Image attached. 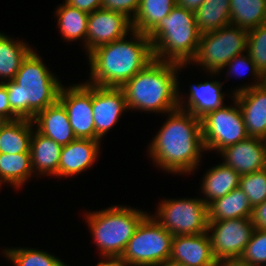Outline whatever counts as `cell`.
<instances>
[{
    "label": "cell",
    "instance_id": "obj_1",
    "mask_svg": "<svg viewBox=\"0 0 266 266\" xmlns=\"http://www.w3.org/2000/svg\"><path fill=\"white\" fill-rule=\"evenodd\" d=\"M166 121L149 144L148 154L161 170L189 174L201 164L203 143L201 118L177 108L168 112Z\"/></svg>",
    "mask_w": 266,
    "mask_h": 266
},
{
    "label": "cell",
    "instance_id": "obj_2",
    "mask_svg": "<svg viewBox=\"0 0 266 266\" xmlns=\"http://www.w3.org/2000/svg\"><path fill=\"white\" fill-rule=\"evenodd\" d=\"M124 37L97 47L88 54L90 79L87 83L100 87L121 88L154 60L150 39L132 31Z\"/></svg>",
    "mask_w": 266,
    "mask_h": 266
},
{
    "label": "cell",
    "instance_id": "obj_3",
    "mask_svg": "<svg viewBox=\"0 0 266 266\" xmlns=\"http://www.w3.org/2000/svg\"><path fill=\"white\" fill-rule=\"evenodd\" d=\"M187 65L153 60L121 89L124 91L128 111H146L166 114L178 105V72Z\"/></svg>",
    "mask_w": 266,
    "mask_h": 266
},
{
    "label": "cell",
    "instance_id": "obj_4",
    "mask_svg": "<svg viewBox=\"0 0 266 266\" xmlns=\"http://www.w3.org/2000/svg\"><path fill=\"white\" fill-rule=\"evenodd\" d=\"M36 52L32 50L22 61L13 80L3 83L11 110L20 119L32 120L38 112L54 104L62 86Z\"/></svg>",
    "mask_w": 266,
    "mask_h": 266
},
{
    "label": "cell",
    "instance_id": "obj_5",
    "mask_svg": "<svg viewBox=\"0 0 266 266\" xmlns=\"http://www.w3.org/2000/svg\"><path fill=\"white\" fill-rule=\"evenodd\" d=\"M147 37L155 60L189 64L197 53L200 40L195 12L176 5Z\"/></svg>",
    "mask_w": 266,
    "mask_h": 266
},
{
    "label": "cell",
    "instance_id": "obj_6",
    "mask_svg": "<svg viewBox=\"0 0 266 266\" xmlns=\"http://www.w3.org/2000/svg\"><path fill=\"white\" fill-rule=\"evenodd\" d=\"M84 219L102 257H121L140 222L148 215L141 209L116 205L85 212Z\"/></svg>",
    "mask_w": 266,
    "mask_h": 266
},
{
    "label": "cell",
    "instance_id": "obj_7",
    "mask_svg": "<svg viewBox=\"0 0 266 266\" xmlns=\"http://www.w3.org/2000/svg\"><path fill=\"white\" fill-rule=\"evenodd\" d=\"M248 30L228 25L200 34L198 50L189 65L201 66L212 78L235 56L247 52Z\"/></svg>",
    "mask_w": 266,
    "mask_h": 266
},
{
    "label": "cell",
    "instance_id": "obj_8",
    "mask_svg": "<svg viewBox=\"0 0 266 266\" xmlns=\"http://www.w3.org/2000/svg\"><path fill=\"white\" fill-rule=\"evenodd\" d=\"M173 235L151 214L138 225L121 257L131 266H155L170 258Z\"/></svg>",
    "mask_w": 266,
    "mask_h": 266
},
{
    "label": "cell",
    "instance_id": "obj_9",
    "mask_svg": "<svg viewBox=\"0 0 266 266\" xmlns=\"http://www.w3.org/2000/svg\"><path fill=\"white\" fill-rule=\"evenodd\" d=\"M160 202L151 216L173 236L207 232L208 205L202 198H174Z\"/></svg>",
    "mask_w": 266,
    "mask_h": 266
},
{
    "label": "cell",
    "instance_id": "obj_10",
    "mask_svg": "<svg viewBox=\"0 0 266 266\" xmlns=\"http://www.w3.org/2000/svg\"><path fill=\"white\" fill-rule=\"evenodd\" d=\"M233 98V99H232ZM234 105L222 106L201 117L203 143L206 151H217L248 138L241 109L235 99Z\"/></svg>",
    "mask_w": 266,
    "mask_h": 266
},
{
    "label": "cell",
    "instance_id": "obj_11",
    "mask_svg": "<svg viewBox=\"0 0 266 266\" xmlns=\"http://www.w3.org/2000/svg\"><path fill=\"white\" fill-rule=\"evenodd\" d=\"M255 230L251 218L208 221L207 232L215 259L237 261Z\"/></svg>",
    "mask_w": 266,
    "mask_h": 266
},
{
    "label": "cell",
    "instance_id": "obj_12",
    "mask_svg": "<svg viewBox=\"0 0 266 266\" xmlns=\"http://www.w3.org/2000/svg\"><path fill=\"white\" fill-rule=\"evenodd\" d=\"M58 100L65 107L76 138L96 140L92 110V84L61 86Z\"/></svg>",
    "mask_w": 266,
    "mask_h": 266
},
{
    "label": "cell",
    "instance_id": "obj_13",
    "mask_svg": "<svg viewBox=\"0 0 266 266\" xmlns=\"http://www.w3.org/2000/svg\"><path fill=\"white\" fill-rule=\"evenodd\" d=\"M133 31L131 20L122 13L98 9L89 14L86 55L97 47L120 40Z\"/></svg>",
    "mask_w": 266,
    "mask_h": 266
},
{
    "label": "cell",
    "instance_id": "obj_14",
    "mask_svg": "<svg viewBox=\"0 0 266 266\" xmlns=\"http://www.w3.org/2000/svg\"><path fill=\"white\" fill-rule=\"evenodd\" d=\"M92 110L96 140H101L128 110L124 91L92 85Z\"/></svg>",
    "mask_w": 266,
    "mask_h": 266
},
{
    "label": "cell",
    "instance_id": "obj_15",
    "mask_svg": "<svg viewBox=\"0 0 266 266\" xmlns=\"http://www.w3.org/2000/svg\"><path fill=\"white\" fill-rule=\"evenodd\" d=\"M222 163L240 175L250 174L266 168V147L261 138L248 137L220 150Z\"/></svg>",
    "mask_w": 266,
    "mask_h": 266
},
{
    "label": "cell",
    "instance_id": "obj_16",
    "mask_svg": "<svg viewBox=\"0 0 266 266\" xmlns=\"http://www.w3.org/2000/svg\"><path fill=\"white\" fill-rule=\"evenodd\" d=\"M170 259L186 266H218L209 233L173 236Z\"/></svg>",
    "mask_w": 266,
    "mask_h": 266
},
{
    "label": "cell",
    "instance_id": "obj_17",
    "mask_svg": "<svg viewBox=\"0 0 266 266\" xmlns=\"http://www.w3.org/2000/svg\"><path fill=\"white\" fill-rule=\"evenodd\" d=\"M101 140L76 138L62 146L58 166V177H73L85 172L98 160Z\"/></svg>",
    "mask_w": 266,
    "mask_h": 266
},
{
    "label": "cell",
    "instance_id": "obj_18",
    "mask_svg": "<svg viewBox=\"0 0 266 266\" xmlns=\"http://www.w3.org/2000/svg\"><path fill=\"white\" fill-rule=\"evenodd\" d=\"M233 96L241 109L248 136L262 139L266 134V81Z\"/></svg>",
    "mask_w": 266,
    "mask_h": 266
},
{
    "label": "cell",
    "instance_id": "obj_19",
    "mask_svg": "<svg viewBox=\"0 0 266 266\" xmlns=\"http://www.w3.org/2000/svg\"><path fill=\"white\" fill-rule=\"evenodd\" d=\"M223 85L222 82L214 79L212 81L192 84L189 87L190 93H188L189 97L186 100L183 97L184 95L180 94L178 80L179 108L190 112L195 117H203L206 113L224 106V97L226 94L222 93ZM183 98L185 99L184 101Z\"/></svg>",
    "mask_w": 266,
    "mask_h": 266
},
{
    "label": "cell",
    "instance_id": "obj_20",
    "mask_svg": "<svg viewBox=\"0 0 266 266\" xmlns=\"http://www.w3.org/2000/svg\"><path fill=\"white\" fill-rule=\"evenodd\" d=\"M34 128L46 137L65 146L76 139L69 122L68 113L63 104L57 100L54 104L38 112L32 119Z\"/></svg>",
    "mask_w": 266,
    "mask_h": 266
},
{
    "label": "cell",
    "instance_id": "obj_21",
    "mask_svg": "<svg viewBox=\"0 0 266 266\" xmlns=\"http://www.w3.org/2000/svg\"><path fill=\"white\" fill-rule=\"evenodd\" d=\"M61 149V145L34 128L30 146L33 173L38 174V177H58Z\"/></svg>",
    "mask_w": 266,
    "mask_h": 266
},
{
    "label": "cell",
    "instance_id": "obj_22",
    "mask_svg": "<svg viewBox=\"0 0 266 266\" xmlns=\"http://www.w3.org/2000/svg\"><path fill=\"white\" fill-rule=\"evenodd\" d=\"M240 174L233 168L220 163L213 166L204 174L202 185L200 186L203 193V201L209 205L214 200L225 196L233 189L239 187ZM206 197V198H204Z\"/></svg>",
    "mask_w": 266,
    "mask_h": 266
},
{
    "label": "cell",
    "instance_id": "obj_23",
    "mask_svg": "<svg viewBox=\"0 0 266 266\" xmlns=\"http://www.w3.org/2000/svg\"><path fill=\"white\" fill-rule=\"evenodd\" d=\"M252 213L248 197L239 187L208 205V221L251 218Z\"/></svg>",
    "mask_w": 266,
    "mask_h": 266
},
{
    "label": "cell",
    "instance_id": "obj_24",
    "mask_svg": "<svg viewBox=\"0 0 266 266\" xmlns=\"http://www.w3.org/2000/svg\"><path fill=\"white\" fill-rule=\"evenodd\" d=\"M34 126L30 119L9 121L0 130V153H30Z\"/></svg>",
    "mask_w": 266,
    "mask_h": 266
},
{
    "label": "cell",
    "instance_id": "obj_25",
    "mask_svg": "<svg viewBox=\"0 0 266 266\" xmlns=\"http://www.w3.org/2000/svg\"><path fill=\"white\" fill-rule=\"evenodd\" d=\"M57 17V27L65 41L72 42L81 39L86 52V34L88 28L89 14L66 2L60 4L55 11Z\"/></svg>",
    "mask_w": 266,
    "mask_h": 266
},
{
    "label": "cell",
    "instance_id": "obj_26",
    "mask_svg": "<svg viewBox=\"0 0 266 266\" xmlns=\"http://www.w3.org/2000/svg\"><path fill=\"white\" fill-rule=\"evenodd\" d=\"M32 50L23 40H14L0 32V83L14 79L22 61Z\"/></svg>",
    "mask_w": 266,
    "mask_h": 266
},
{
    "label": "cell",
    "instance_id": "obj_27",
    "mask_svg": "<svg viewBox=\"0 0 266 266\" xmlns=\"http://www.w3.org/2000/svg\"><path fill=\"white\" fill-rule=\"evenodd\" d=\"M33 174L30 153H0V188L7 183L20 189Z\"/></svg>",
    "mask_w": 266,
    "mask_h": 266
},
{
    "label": "cell",
    "instance_id": "obj_28",
    "mask_svg": "<svg viewBox=\"0 0 266 266\" xmlns=\"http://www.w3.org/2000/svg\"><path fill=\"white\" fill-rule=\"evenodd\" d=\"M195 19L200 34L230 25V0H205L195 12Z\"/></svg>",
    "mask_w": 266,
    "mask_h": 266
},
{
    "label": "cell",
    "instance_id": "obj_29",
    "mask_svg": "<svg viewBox=\"0 0 266 266\" xmlns=\"http://www.w3.org/2000/svg\"><path fill=\"white\" fill-rule=\"evenodd\" d=\"M177 5L176 0H140L132 19L133 31L148 34Z\"/></svg>",
    "mask_w": 266,
    "mask_h": 266
},
{
    "label": "cell",
    "instance_id": "obj_30",
    "mask_svg": "<svg viewBox=\"0 0 266 266\" xmlns=\"http://www.w3.org/2000/svg\"><path fill=\"white\" fill-rule=\"evenodd\" d=\"M230 19L246 30L266 23V0H230Z\"/></svg>",
    "mask_w": 266,
    "mask_h": 266
},
{
    "label": "cell",
    "instance_id": "obj_31",
    "mask_svg": "<svg viewBox=\"0 0 266 266\" xmlns=\"http://www.w3.org/2000/svg\"><path fill=\"white\" fill-rule=\"evenodd\" d=\"M2 251L8 261L13 263L14 266H69L60 258L44 250L12 247L5 248Z\"/></svg>",
    "mask_w": 266,
    "mask_h": 266
},
{
    "label": "cell",
    "instance_id": "obj_32",
    "mask_svg": "<svg viewBox=\"0 0 266 266\" xmlns=\"http://www.w3.org/2000/svg\"><path fill=\"white\" fill-rule=\"evenodd\" d=\"M228 67V68H227ZM224 68L228 69L227 71V76L230 75V77L233 74V77L236 75L238 77L240 76H244L245 74L248 73V71L250 73H252L251 75L253 76V80H255L253 83H251L250 85H244V86H239V88L233 90L234 92L231 93V96L233 97V95H236L240 92L249 90L253 87H257L258 85H261L262 83H264L266 81V78L260 73V71L257 69L255 63L252 61L251 57L249 56V54L246 52L243 54H240L238 56H235L232 60H230L225 66ZM229 73V74H228Z\"/></svg>",
    "mask_w": 266,
    "mask_h": 266
},
{
    "label": "cell",
    "instance_id": "obj_33",
    "mask_svg": "<svg viewBox=\"0 0 266 266\" xmlns=\"http://www.w3.org/2000/svg\"><path fill=\"white\" fill-rule=\"evenodd\" d=\"M237 262L246 266H266V230L255 228Z\"/></svg>",
    "mask_w": 266,
    "mask_h": 266
},
{
    "label": "cell",
    "instance_id": "obj_34",
    "mask_svg": "<svg viewBox=\"0 0 266 266\" xmlns=\"http://www.w3.org/2000/svg\"><path fill=\"white\" fill-rule=\"evenodd\" d=\"M247 53L266 78V23L248 30Z\"/></svg>",
    "mask_w": 266,
    "mask_h": 266
},
{
    "label": "cell",
    "instance_id": "obj_35",
    "mask_svg": "<svg viewBox=\"0 0 266 266\" xmlns=\"http://www.w3.org/2000/svg\"><path fill=\"white\" fill-rule=\"evenodd\" d=\"M239 188L247 195L252 208L266 200V168L240 176Z\"/></svg>",
    "mask_w": 266,
    "mask_h": 266
},
{
    "label": "cell",
    "instance_id": "obj_36",
    "mask_svg": "<svg viewBox=\"0 0 266 266\" xmlns=\"http://www.w3.org/2000/svg\"><path fill=\"white\" fill-rule=\"evenodd\" d=\"M139 5L140 0H102L101 8L122 13L132 21Z\"/></svg>",
    "mask_w": 266,
    "mask_h": 266
},
{
    "label": "cell",
    "instance_id": "obj_37",
    "mask_svg": "<svg viewBox=\"0 0 266 266\" xmlns=\"http://www.w3.org/2000/svg\"><path fill=\"white\" fill-rule=\"evenodd\" d=\"M8 97L6 86L0 83V113L6 116L10 121L18 120L20 118L11 110Z\"/></svg>",
    "mask_w": 266,
    "mask_h": 266
},
{
    "label": "cell",
    "instance_id": "obj_38",
    "mask_svg": "<svg viewBox=\"0 0 266 266\" xmlns=\"http://www.w3.org/2000/svg\"><path fill=\"white\" fill-rule=\"evenodd\" d=\"M65 2L88 14L101 9L102 0H65Z\"/></svg>",
    "mask_w": 266,
    "mask_h": 266
},
{
    "label": "cell",
    "instance_id": "obj_39",
    "mask_svg": "<svg viewBox=\"0 0 266 266\" xmlns=\"http://www.w3.org/2000/svg\"><path fill=\"white\" fill-rule=\"evenodd\" d=\"M251 219L256 229L266 230V200L253 208Z\"/></svg>",
    "mask_w": 266,
    "mask_h": 266
},
{
    "label": "cell",
    "instance_id": "obj_40",
    "mask_svg": "<svg viewBox=\"0 0 266 266\" xmlns=\"http://www.w3.org/2000/svg\"><path fill=\"white\" fill-rule=\"evenodd\" d=\"M96 266H131L122 257H102Z\"/></svg>",
    "mask_w": 266,
    "mask_h": 266
},
{
    "label": "cell",
    "instance_id": "obj_41",
    "mask_svg": "<svg viewBox=\"0 0 266 266\" xmlns=\"http://www.w3.org/2000/svg\"><path fill=\"white\" fill-rule=\"evenodd\" d=\"M205 0H176L177 6L196 12Z\"/></svg>",
    "mask_w": 266,
    "mask_h": 266
},
{
    "label": "cell",
    "instance_id": "obj_42",
    "mask_svg": "<svg viewBox=\"0 0 266 266\" xmlns=\"http://www.w3.org/2000/svg\"><path fill=\"white\" fill-rule=\"evenodd\" d=\"M155 266H186L184 264H181L179 262H176L174 260H171L170 258L159 263L158 265H155Z\"/></svg>",
    "mask_w": 266,
    "mask_h": 266
},
{
    "label": "cell",
    "instance_id": "obj_43",
    "mask_svg": "<svg viewBox=\"0 0 266 266\" xmlns=\"http://www.w3.org/2000/svg\"><path fill=\"white\" fill-rule=\"evenodd\" d=\"M218 266H246V265L240 264L237 261H225V262H220Z\"/></svg>",
    "mask_w": 266,
    "mask_h": 266
},
{
    "label": "cell",
    "instance_id": "obj_44",
    "mask_svg": "<svg viewBox=\"0 0 266 266\" xmlns=\"http://www.w3.org/2000/svg\"><path fill=\"white\" fill-rule=\"evenodd\" d=\"M10 120L6 117V116H4V115H2L1 113H0V130L9 122Z\"/></svg>",
    "mask_w": 266,
    "mask_h": 266
},
{
    "label": "cell",
    "instance_id": "obj_45",
    "mask_svg": "<svg viewBox=\"0 0 266 266\" xmlns=\"http://www.w3.org/2000/svg\"><path fill=\"white\" fill-rule=\"evenodd\" d=\"M262 140H263V143L265 144V147H266V134H265V136L262 138Z\"/></svg>",
    "mask_w": 266,
    "mask_h": 266
}]
</instances>
